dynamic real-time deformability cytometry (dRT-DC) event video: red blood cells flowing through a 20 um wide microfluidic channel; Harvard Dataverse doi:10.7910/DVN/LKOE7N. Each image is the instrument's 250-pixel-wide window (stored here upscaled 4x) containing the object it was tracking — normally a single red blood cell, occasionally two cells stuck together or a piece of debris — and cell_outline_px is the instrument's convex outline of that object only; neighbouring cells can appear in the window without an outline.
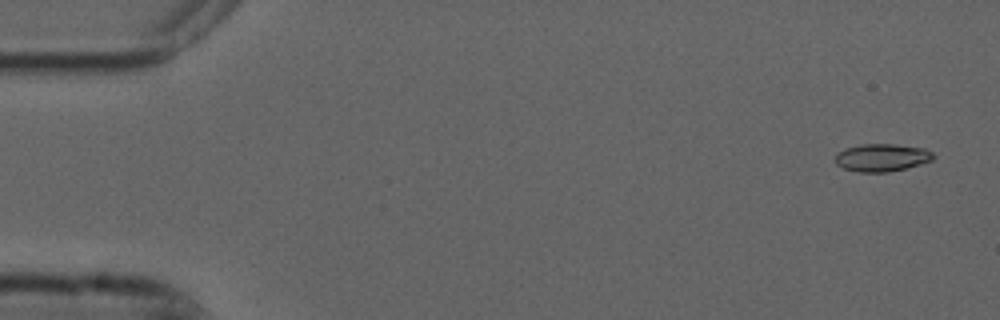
{"species": "common noctule bat (a hibernating species)", "species_latin": "Nyctalus noctula", "temperature_condition": "cold", "stored_images_in_passage": 4, "camera_frame_rate_fps": 3000, "um_per_image_px": 0.085, "animal": {"sex": "male", "forearm_length_mm": 52.5}, "frame": {"image": 1, "passage_image": 1, "time_ms": 0.0, "image_size_px": [1000, 320], "cell_outline_px": [[936, 156], [932, 160], [908, 168], [888, 172], [860, 172], [844, 168], [836, 164], [836, 152], [844, 148], [860, 144], [896, 144], [924, 148], [932, 152]], "centroid_in_image_um": [74.96, 13.39], "position_along_channel_um": 10.0, "area_um2": 15.95}}
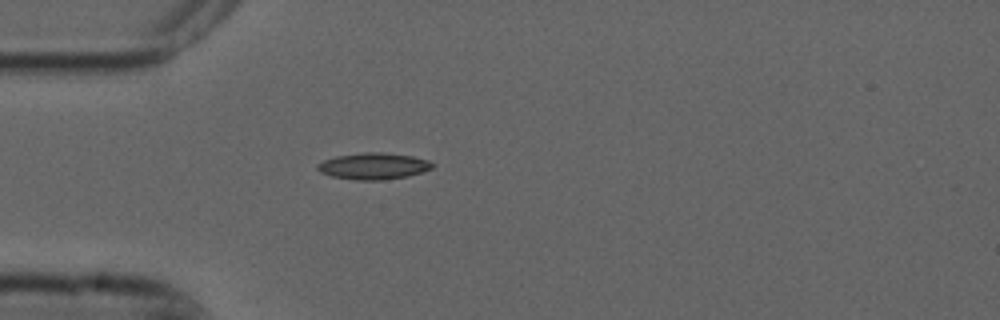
{"frame": {"image": 2, "passage_image": 4, "time_ms": 1.0, "image_size_px": [1000, 320], "cell_outline_px": [[436, 164], [432, 168], [408, 176], [384, 180], [356, 180], [332, 176], [320, 172], [316, 168], [316, 164], [324, 160], [336, 156], [364, 152], [380, 152], [412, 156], [428, 160]], "centroid_in_image_um": [31.74, 14.12], "position_along_channel_um": 53.3, "area_um2": 17.74}}